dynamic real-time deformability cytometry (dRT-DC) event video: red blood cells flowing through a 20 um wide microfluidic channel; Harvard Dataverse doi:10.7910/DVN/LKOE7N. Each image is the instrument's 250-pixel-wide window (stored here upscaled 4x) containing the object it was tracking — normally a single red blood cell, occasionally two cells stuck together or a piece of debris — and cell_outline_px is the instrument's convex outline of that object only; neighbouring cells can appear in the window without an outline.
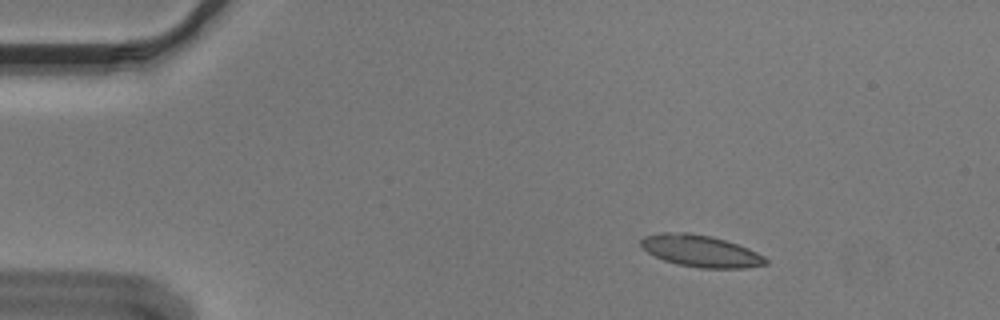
{"species": "Egyptian fruit bat (a non-hibernating species)", "species_latin": "Rousettus aegyptiacus", "temperature_condition": "cold", "stored_images_in_passage": 55, "camera_frame_rate_fps": 3000, "um_per_image_px": 0.085, "animal": {"sex": "male"}, "frame": {"image": 1, "passage_image": 8, "time_ms": 2.333, "image_size_px": [1000, 320], "cell_outline_px": [[768, 264], [744, 268], [700, 268], [676, 264], [664, 260], [648, 252], [640, 244], [640, 240], [644, 236], [660, 232], [688, 232], [712, 236], [748, 248], [764, 256], [768, 260]], "centroid_in_image_um": [59.55, 21.33], "position_along_channel_um": 25.4, "area_um2": 23.12}}
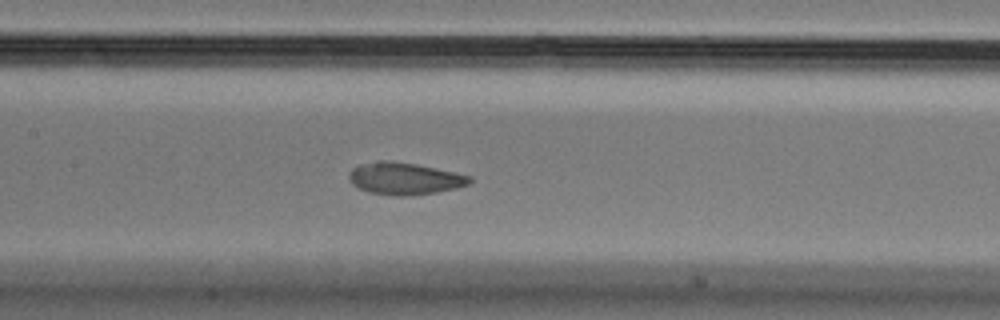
{"frame": {"image": 2, "passage_image": 26, "time_ms": 8.333, "image_size_px": [1000, 320], "cell_outline_px": [[472, 180], [468, 184], [456, 188], [436, 192], [408, 196], [396, 196], [368, 192], [352, 184], [348, 176], [348, 172], [352, 168], [360, 164], [376, 160], [392, 160], [416, 164], [436, 168], [472, 176]], "centroid_in_image_um": [34.36, 15.16], "position_along_channel_um": 173.0, "area_um2": 22.72}}
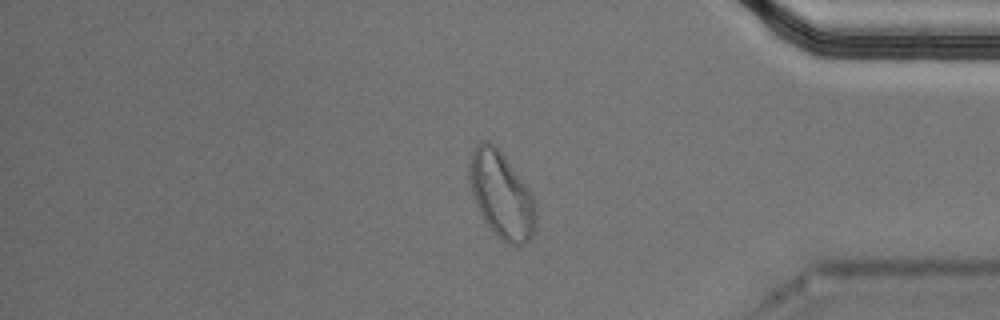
{"frame": {"image": 3, "passage_image": 46, "time_ms": 15.0, "image_size_px": [1000, 320], "cell_outline_px": [[536, 228], [532, 236], [524, 244], [516, 248], [508, 244], [480, 216], [472, 196], [468, 180], [468, 164], [472, 152], [476, 144], [480, 140], [488, 140], [504, 156], [528, 188], [532, 196], [536, 212]], "centroid_in_image_um": [42.59, 16.58], "position_along_channel_um": 392.6, "area_um2": 33.47}, "authors_computed_cell_mechanics": {"area_um2": 22.7154, "velocity_mm_per_s": 3.6228, "shape_relaxation_time_tau1_ms": 9.9315, "shape_relaxation_time_tau2_ms": 2.237, "deformation_change_tau1": 0.215, "deformation_change_tau2": 0.0416}}